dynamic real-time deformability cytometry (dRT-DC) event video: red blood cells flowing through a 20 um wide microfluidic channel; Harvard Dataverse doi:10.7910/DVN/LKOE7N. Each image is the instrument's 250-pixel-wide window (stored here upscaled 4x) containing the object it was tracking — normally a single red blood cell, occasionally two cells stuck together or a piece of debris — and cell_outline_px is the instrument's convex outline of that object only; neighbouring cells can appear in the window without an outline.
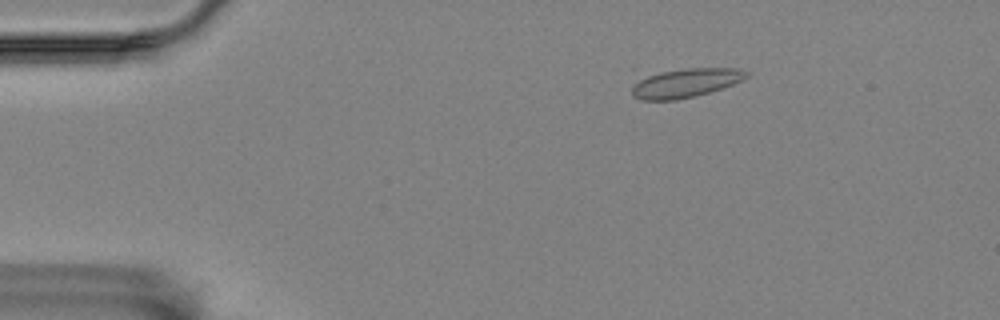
{"species": "Egyptian fruit bat (a non-hibernating species)", "species_latin": "Rousettus aegyptiacus", "temperature_condition": "room temperature", "stored_images_in_passage": 4, "camera_frame_rate_fps": 3000, "um_per_image_px": 0.085, "animal": {"sex": "female"}, "frame": {"image": 1, "passage_image": 2, "time_ms": 0.333, "image_size_px": [1000, 320], "cell_outline_px": [[748, 76], [732, 84], [708, 92], [676, 100], [644, 100], [632, 96], [632, 88], [640, 76], [660, 72], [684, 68], [740, 68], [748, 72]], "centroid_in_image_um": [58.21, 7.03], "position_along_channel_um": 26.8, "area_um2": 19.19}}